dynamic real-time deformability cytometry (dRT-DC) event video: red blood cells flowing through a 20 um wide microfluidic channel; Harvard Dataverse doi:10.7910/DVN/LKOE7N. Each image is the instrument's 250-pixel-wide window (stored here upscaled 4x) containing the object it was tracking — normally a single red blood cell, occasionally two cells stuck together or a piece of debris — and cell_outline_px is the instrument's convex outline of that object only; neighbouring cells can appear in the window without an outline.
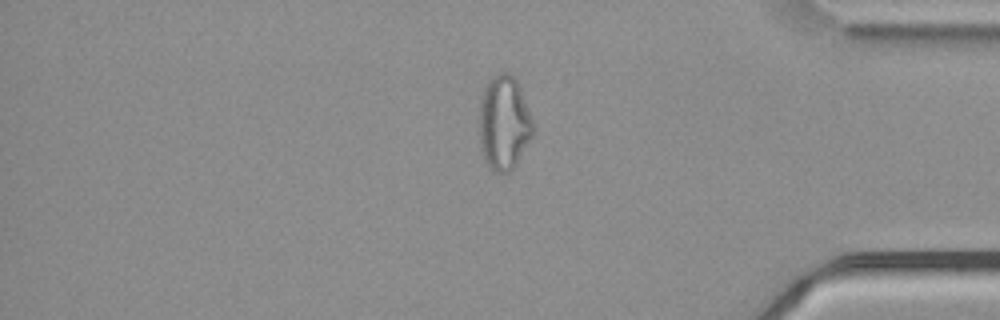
{"species": "common noctule bat (a hibernating species)", "species_latin": "Nyctalus noctula", "temperature_condition": "cold", "stored_images_in_passage": 54, "camera_frame_rate_fps": 3000, "um_per_image_px": 0.085, "animal": {"sex": "male", "body_mass_g": 21.5, "forearm_length_mm": 52.0}, "frame": {"image": 1, "passage_image": 46, "time_ms": 15.0, "image_size_px": [1000, 320], "cell_outline_px": [[536, 132], [516, 164], [508, 172], [492, 172], [488, 168], [484, 160], [480, 148], [480, 100], [484, 88], [488, 80], [492, 76], [500, 72], [508, 72], [516, 80], [520, 88], [536, 128]], "centroid_in_image_um": [42.85, 10.47], "position_along_channel_um": 392.4, "area_um2": 29.94}}